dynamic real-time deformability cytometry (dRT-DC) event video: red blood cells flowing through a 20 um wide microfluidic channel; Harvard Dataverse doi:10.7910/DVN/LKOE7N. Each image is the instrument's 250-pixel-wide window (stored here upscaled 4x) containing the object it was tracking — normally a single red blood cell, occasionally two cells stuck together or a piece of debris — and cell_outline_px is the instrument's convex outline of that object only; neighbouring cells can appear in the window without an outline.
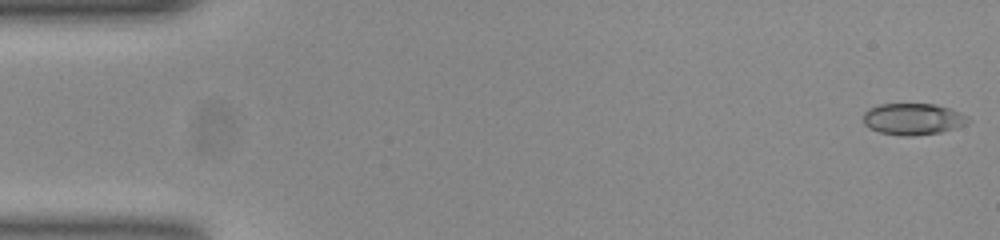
{"species": "common noctule bat (a hibernating species)", "species_latin": "Nyctalus noctula", "temperature_condition": "room temperature", "stored_images_in_passage": 52, "camera_frame_rate_fps": 3000, "um_per_image_px": 0.085, "animal": {"sex": "female", "body_mass_g": 23.0, "forearm_length_mm": 53.4}, "frame": {"image": 1, "passage_image": 1, "time_ms": 0.0, "image_size_px": [1000, 240], "cell_outline_px": [[972, 120], [956, 128], [940, 132], [912, 136], [900, 136], [880, 132], [864, 124], [864, 112], [868, 108], [880, 104], [936, 104], [952, 108], [968, 116]], "centroid_in_image_um": [77.64, 10.11], "position_along_channel_um": 7.4, "area_um2": 19.36}}
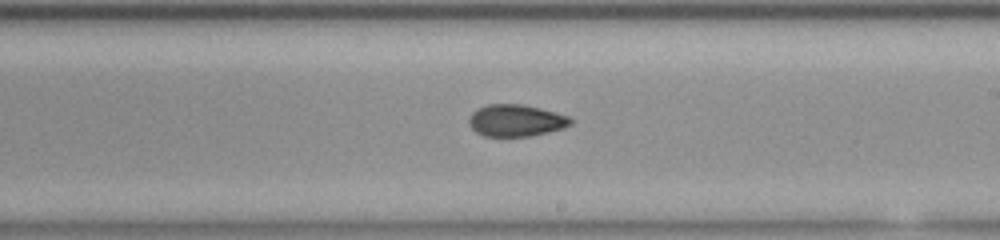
{"frame": {"image": 2, "passage_image": 30, "time_ms": 9.667, "image_size_px": [1000, 240], "cell_outline_px": [[572, 124], [564, 128], [548, 132], [528, 136], [484, 136], [476, 132], [468, 124], [468, 120], [472, 112], [476, 108], [488, 104], [520, 104], [540, 108], [572, 116]], "centroid_in_image_um": [43.86, 10.23], "position_along_channel_um": 245.1, "area_um2": 19.07}}
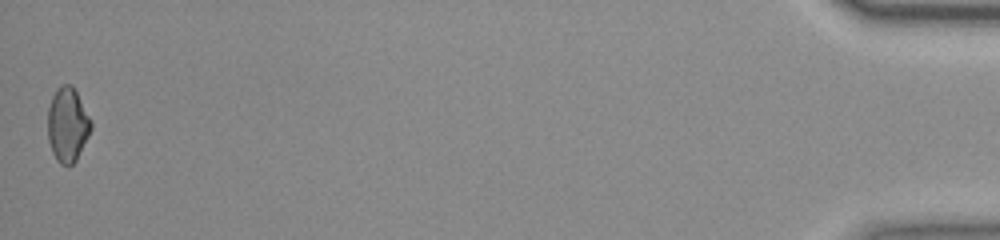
{"frame": {"image": 3, "passage_image": 52, "time_ms": 17.0, "image_size_px": [1000, 240], "cell_outline_px": [[92, 128], [76, 160], [68, 168], [60, 164], [56, 160], [52, 152], [48, 140], [48, 108], [52, 96], [56, 88], [60, 84], [72, 84], [92, 120]], "centroid_in_image_um": [5.74, 10.6], "position_along_channel_um": 429.5, "area_um2": 19.02}, "authors_computed_cell_mechanics": {"area_um2": 19.1896, "velocity_mm_per_s": 3.8782, "shape_relaxation_time_tau1_ms": null, "shape_relaxation_time_tau2_ms": 2.3011, "deformation_change_tau1": null, "deformation_change_tau2": 0.0581}}